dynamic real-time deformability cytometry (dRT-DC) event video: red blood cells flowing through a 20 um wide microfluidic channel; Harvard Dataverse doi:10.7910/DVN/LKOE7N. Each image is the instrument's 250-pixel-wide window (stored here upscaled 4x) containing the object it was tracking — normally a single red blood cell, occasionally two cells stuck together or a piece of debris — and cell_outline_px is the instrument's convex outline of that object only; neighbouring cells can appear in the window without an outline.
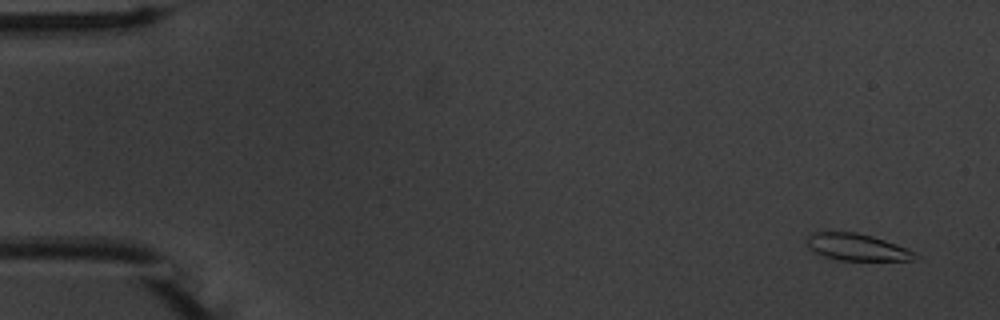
{"species": "common noctule bat (a hibernating species)", "species_latin": "Nyctalus noctula", "temperature_condition": "warm", "stored_images_in_passage": 54, "camera_frame_rate_fps": 3000, "um_per_image_px": 0.085, "animal": {"sex": "male", "body_mass_g": 20.1, "forearm_length_mm": 53.5}, "frame": {"image": 1, "passage_image": 3, "time_ms": 0.667, "image_size_px": [1000, 320], "cell_outline_px": [[920, 256], [916, 260], [836, 260], [824, 256], [808, 248], [808, 236], [812, 232], [856, 232], [872, 236], [908, 248]], "centroid_in_image_um": [72.87, 21.01], "position_along_channel_um": 12.1, "area_um2": 16.88}}
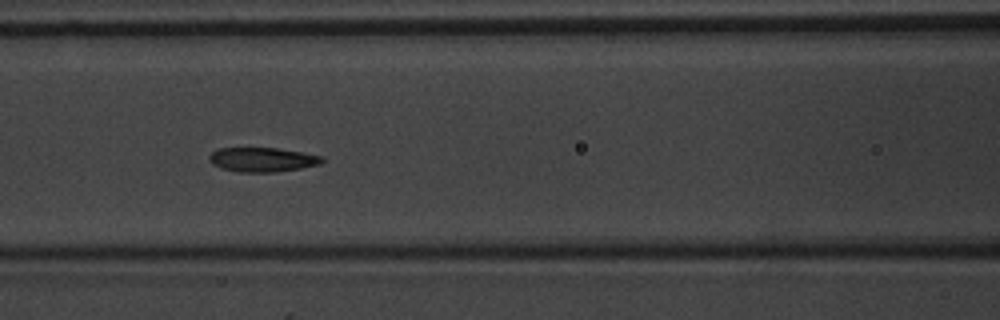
{"frame": {"image": 2, "passage_image": 24, "time_ms": 7.667, "image_size_px": [1000, 320], "cell_outline_px": [[324, 160], [320, 164], [300, 168], [276, 172], [236, 172], [220, 168], [212, 164], [208, 160], [208, 156], [212, 152], [220, 148], [276, 148], [324, 156]], "centroid_in_image_um": [22.27, 13.57], "position_along_channel_um": 144.3, "area_um2": 16.07}}
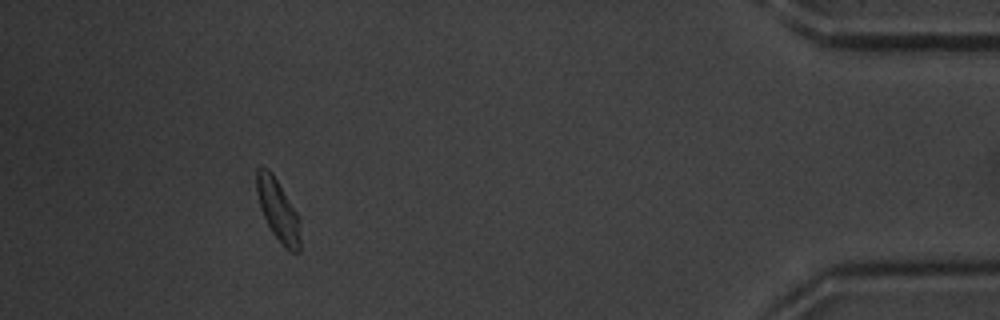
{"frame": {"image": 3, "passage_image": 50, "time_ms": 16.333, "image_size_px": [1000, 320], "cell_outline_px": [[300, 252], [288, 252], [284, 248], [272, 232], [260, 208], [256, 192], [256, 168], [268, 168], [272, 172], [296, 212], [300, 220]], "centroid_in_image_um": [23.63, 17.89], "position_along_channel_um": 411.6, "area_um2": 15.72}, "authors_computed_cell_mechanics": {"area_um2": 16.3863, "velocity_mm_per_s": 3.7397, "shape_relaxation_time_tau1_ms": 3.4603, "shape_relaxation_time_tau2_ms": 1.8086, "deformation_change_tau1": 0.1241, "deformation_change_tau2": 0.0734}}